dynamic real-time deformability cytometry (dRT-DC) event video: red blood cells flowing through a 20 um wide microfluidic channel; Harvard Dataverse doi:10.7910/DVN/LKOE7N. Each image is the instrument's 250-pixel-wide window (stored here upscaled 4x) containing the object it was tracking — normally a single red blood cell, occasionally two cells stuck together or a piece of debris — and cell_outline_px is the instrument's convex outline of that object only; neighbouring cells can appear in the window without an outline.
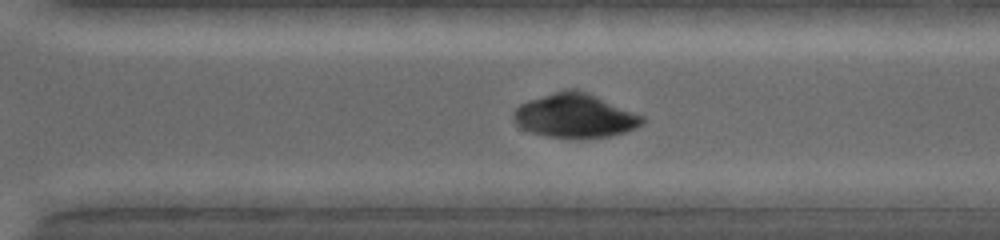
{"species": "common noctule bat (a hibernating species)", "species_latin": "Nyctalus noctula", "temperature_condition": "warm", "stored_images_in_passage": 9, "segment_of_instrument_passage": [2, 2], "camera_frame_rate_fps": 5000, "um_per_image_px": 0.085, "animal": {"sex": "female", "body_mass_g": 19.0, "forearm_length_mm": 53.3}, "frame": {"image": 1, "passage_image": 9, "time_ms": 7.8, "image_size_px": [1000, 240], "cell_outline_px": [[644, 124], [636, 128], [612, 136], [548, 136], [532, 132], [520, 128], [512, 120], [512, 112], [520, 104], [528, 100], [564, 88], [576, 88], [596, 96], [644, 116]], "centroid_in_image_um": [48.84, 9.8], "position_along_channel_um": 321.8, "area_um2": 32.71}}